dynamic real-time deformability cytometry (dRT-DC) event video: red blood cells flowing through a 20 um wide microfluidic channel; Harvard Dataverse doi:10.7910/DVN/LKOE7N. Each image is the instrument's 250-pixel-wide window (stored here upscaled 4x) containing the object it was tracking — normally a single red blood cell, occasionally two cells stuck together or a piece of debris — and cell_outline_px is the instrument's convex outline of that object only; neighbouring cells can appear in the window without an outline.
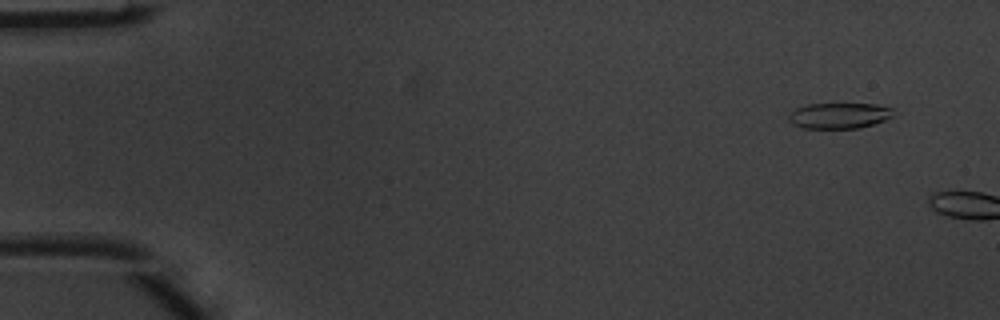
{"species": "common noctule bat (a hibernating species)", "species_latin": "Nyctalus noctula", "temperature_condition": "warm", "stored_images_in_passage": 2, "camera_frame_rate_fps": 3000, "um_per_image_px": 0.085, "animal": {"sex": "male", "body_mass_g": 20.1, "forearm_length_mm": 53.5}, "frame": {"image": 1, "passage_image": 1, "time_ms": 0.0, "image_size_px": [1000, 320], "cell_outline_px": [[892, 116], [884, 120], [872, 124], [856, 128], [804, 128], [792, 124], [788, 120], [788, 116], [796, 108], [804, 104], [876, 104], [892, 108]], "centroid_in_image_um": [71.28, 9.82], "position_along_channel_um": 13.7, "area_um2": 15.55}}